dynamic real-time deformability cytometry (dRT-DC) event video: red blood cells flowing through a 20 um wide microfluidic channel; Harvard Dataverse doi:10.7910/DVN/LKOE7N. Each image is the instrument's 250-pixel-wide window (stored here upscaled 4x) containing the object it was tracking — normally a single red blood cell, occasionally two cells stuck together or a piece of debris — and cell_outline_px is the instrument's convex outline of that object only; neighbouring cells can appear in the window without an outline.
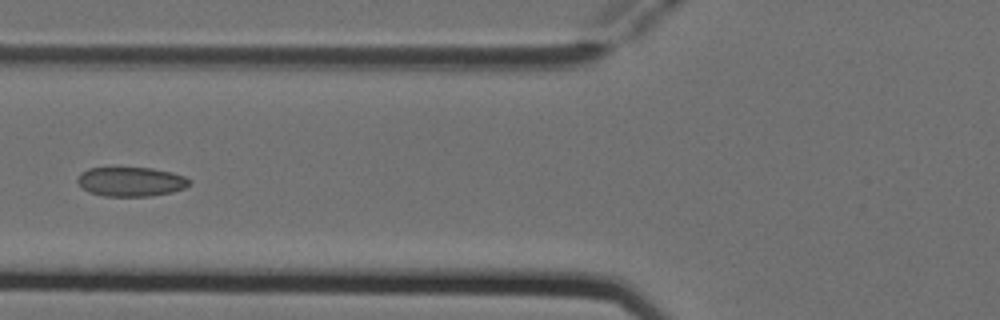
{"species": "Egyptian fruit bat (a non-hibernating species)", "species_latin": "Rousettus aegyptiacus", "temperature_condition": "cold", "stored_images_in_passage": 3, "camera_frame_rate_fps": 3000, "um_per_image_px": 0.085, "animal": {"sex": "female"}, "frame": {"image": 1, "passage_image": 3, "time_ms": 0.667, "image_size_px": [1000, 320], "cell_outline_px": [[192, 184], [184, 188], [172, 192], [152, 196], [104, 196], [88, 192], [76, 180], [80, 172], [88, 168], [152, 168], [172, 172], [184, 176], [192, 180]], "centroid_in_image_um": [11.16, 15.44], "position_along_channel_um": 114.6, "area_um2": 19.25}}